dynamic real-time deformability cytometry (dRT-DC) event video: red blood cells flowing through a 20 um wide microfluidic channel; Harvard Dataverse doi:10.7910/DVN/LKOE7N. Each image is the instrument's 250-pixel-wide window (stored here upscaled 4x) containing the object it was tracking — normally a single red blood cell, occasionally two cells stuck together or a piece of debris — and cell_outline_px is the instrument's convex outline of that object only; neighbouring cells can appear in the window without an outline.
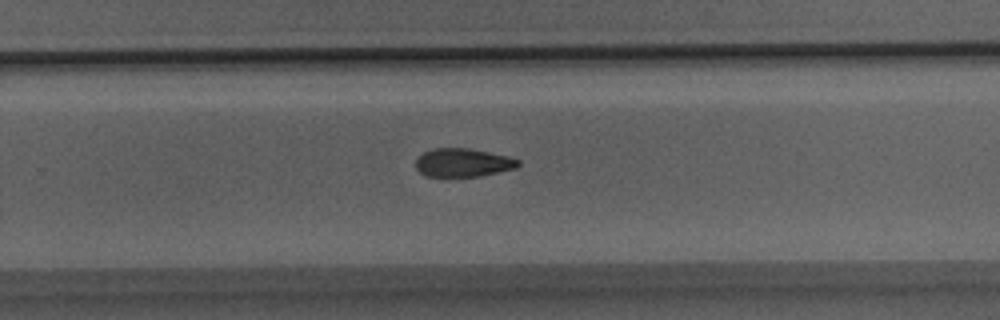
{"species": "Egyptian fruit bat (a non-hibernating species)", "species_latin": "Rousettus aegyptiacus", "temperature_condition": "room temperature", "stored_images_in_passage": 33, "camera_frame_rate_fps": 3000, "um_per_image_px": 0.085, "animal": {"sex": "male"}, "frame": {"image": 1, "passage_image": 22, "time_ms": 7.0, "image_size_px": [1000, 320], "cell_outline_px": [[520, 164], [516, 168], [480, 176], [424, 176], [416, 168], [416, 160], [424, 152], [432, 148], [468, 148], [508, 156], [520, 160]], "centroid_in_image_um": [39.36, 13.82], "position_along_channel_um": 290.4, "area_um2": 16.88}}
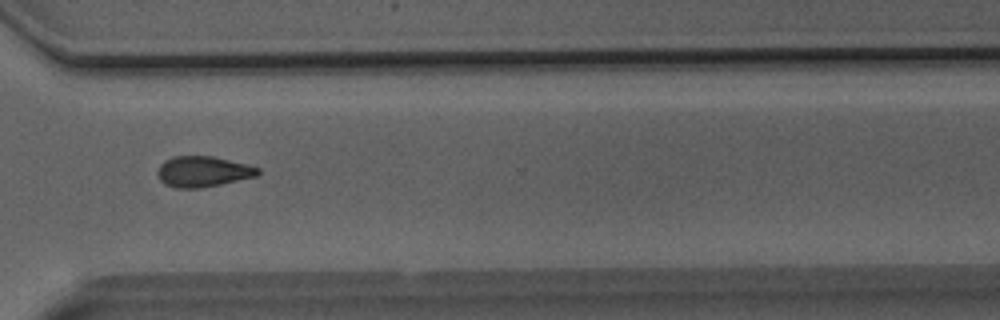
{"frame": {"image": 2, "passage_image": 25, "time_ms": 8.0, "image_size_px": [1000, 320], "cell_outline_px": [[260, 172], [256, 176], [220, 184], [200, 188], [176, 188], [164, 184], [160, 180], [156, 172], [160, 164], [164, 160], [172, 156], [212, 156], [248, 164], [260, 168]], "centroid_in_image_um": [17.22, 14.57], "position_along_channel_um": 353.4, "area_um2": 18.03}}
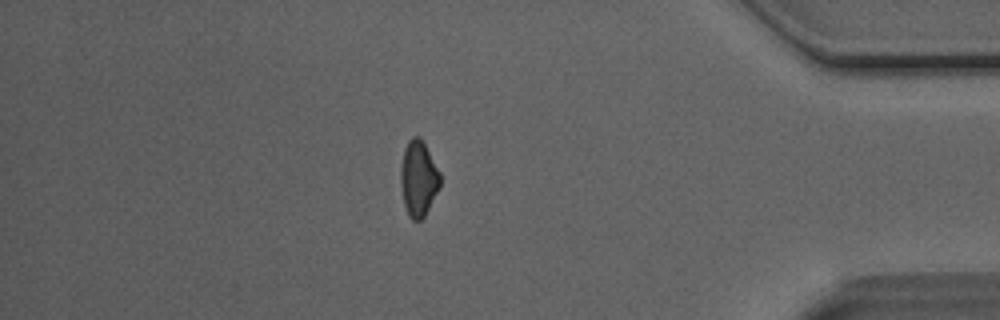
{"frame": {"image": 3, "passage_image": 29, "time_ms": 9.333, "image_size_px": [1000, 320], "cell_outline_px": [[440, 188], [424, 216], [420, 220], [412, 220], [408, 216], [404, 204], [400, 184], [400, 168], [404, 148], [408, 140], [412, 136], [420, 136], [440, 172]], "centroid_in_image_um": [35.55, 15.16], "position_along_channel_um": 399.6, "area_um2": 17.51}}